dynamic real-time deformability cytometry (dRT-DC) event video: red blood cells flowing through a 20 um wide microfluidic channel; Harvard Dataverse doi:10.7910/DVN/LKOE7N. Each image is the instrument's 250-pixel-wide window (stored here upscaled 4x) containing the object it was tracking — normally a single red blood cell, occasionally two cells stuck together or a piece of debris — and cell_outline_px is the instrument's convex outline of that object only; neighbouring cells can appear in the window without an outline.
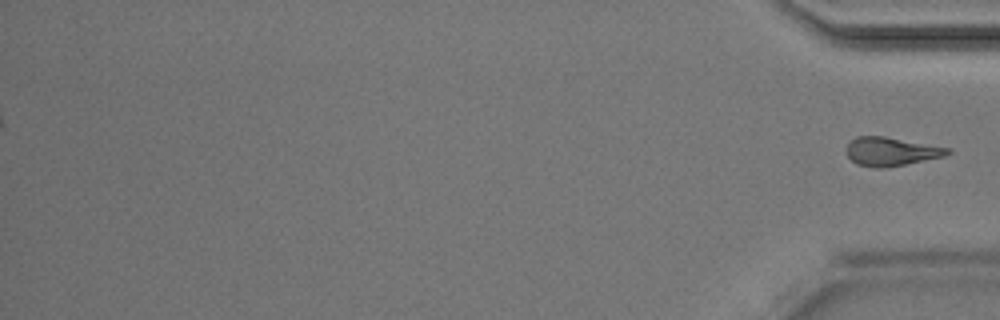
{"species": "Egyptian fruit bat (a non-hibernating species)", "species_latin": "Rousettus aegyptiacus", "temperature_condition": "room temperature", "stored_images_in_passage": 46, "segment_of_instrument_passage": [2, 2], "camera_frame_rate_fps": 3000, "um_per_image_px": 0.085, "animal": {"sex": "male"}, "frame": {"image": 1, "passage_image": 46, "time_ms": 15.0, "image_size_px": [1000, 320], "cell_outline_px": [[952, 152], [944, 156], [884, 168], [876, 168], [856, 164], [844, 152], [848, 144], [856, 136], [884, 136], [952, 148]], "centroid_in_image_um": [75.73, 12.87], "position_along_channel_um": 359.5, "area_um2": 16.88}}